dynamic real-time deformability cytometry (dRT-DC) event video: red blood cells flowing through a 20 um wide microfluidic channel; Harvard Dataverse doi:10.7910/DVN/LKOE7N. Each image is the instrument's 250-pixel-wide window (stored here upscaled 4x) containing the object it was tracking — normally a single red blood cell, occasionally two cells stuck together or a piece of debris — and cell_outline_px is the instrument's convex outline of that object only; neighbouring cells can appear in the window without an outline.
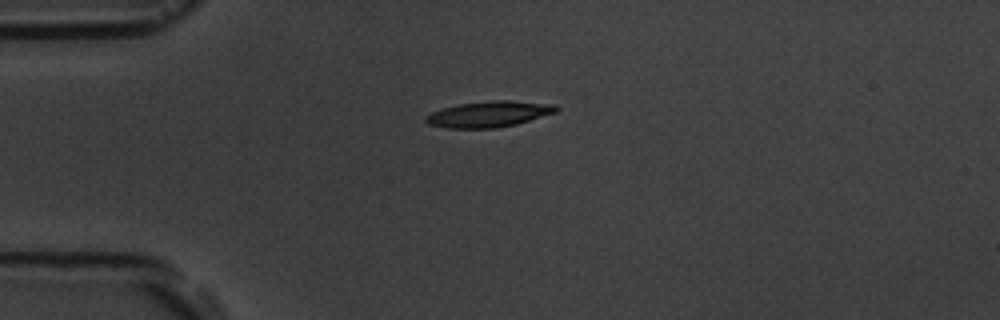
{"species": "common noctule bat (a hibernating species)", "species_latin": "Nyctalus noctula", "temperature_condition": "room temperature", "stored_images_in_passage": 12, "camera_frame_rate_fps": 3000, "um_per_image_px": 0.085, "animal": {"sex": "male", "body_mass_g": 19.5, "forearm_length_mm": 54.6}, "frame": {"image": 1, "passage_image": 1, "time_ms": 0.0, "image_size_px": [1000, 320], "cell_outline_px": [[560, 108], [556, 112], [516, 124], [496, 128], [448, 128], [428, 124], [424, 120], [424, 116], [432, 112], [444, 108], [460, 104], [492, 100], [508, 100], [556, 104]], "centroid_in_image_um": [41.57, 9.7], "position_along_channel_um": 43.4, "area_um2": 19.65}}
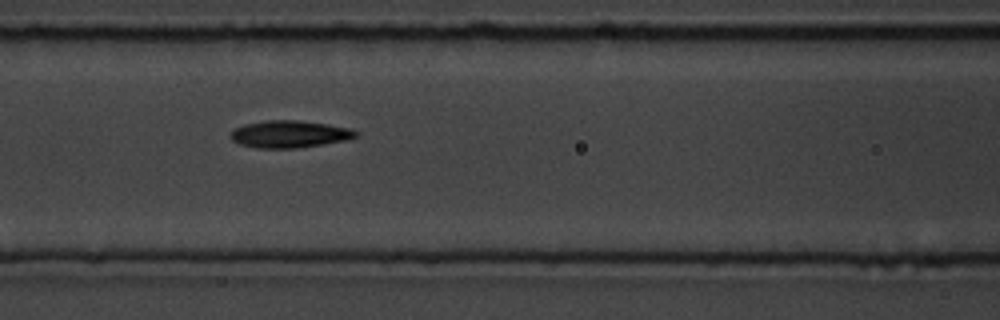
{"frame": {"image": 2, "passage_image": 4, "time_ms": 3.333, "image_size_px": [1000, 320], "cell_outline_px": [[360, 132], [356, 136], [344, 140], [324, 144], [296, 148], [256, 148], [240, 144], [232, 140], [232, 132], [236, 128], [244, 124], [268, 120], [300, 120], [328, 124], [348, 128]], "centroid_in_image_um": [24.62, 11.4], "position_along_channel_um": 142.0, "area_um2": 19.65}}
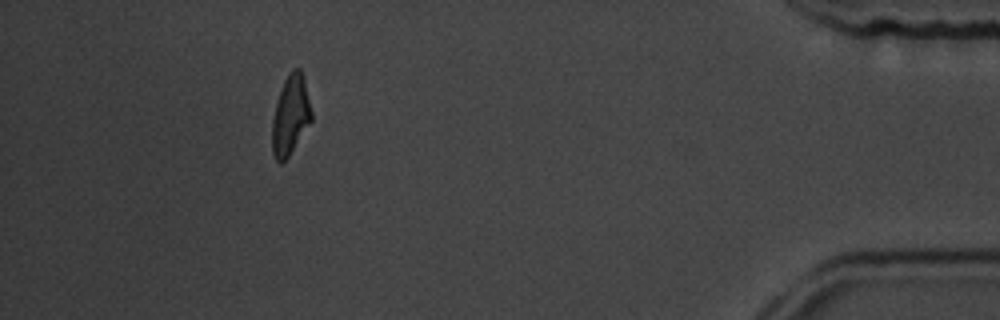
{"frame": {"image": 3, "passage_image": 11, "time_ms": 12.333, "image_size_px": [1000, 320], "cell_outline_px": [[312, 120], [288, 156], [280, 164], [276, 160], [272, 152], [272, 120], [276, 104], [284, 80], [288, 72], [292, 68], [300, 68], [304, 80], [312, 112]], "centroid_in_image_um": [24.68, 9.78], "position_along_channel_um": 410.5, "area_um2": 17.98}, "authors_computed_cell_mechanics": {"area_um2": 19.1318, "velocity_mm_per_s": 3.6312, "shape_relaxation_time_tau1_ms": 3.354, "shape_relaxation_time_tau2_ms": 2.8557, "deformation_change_tau1": 0.14, "deformation_change_tau2": 0.0951}}